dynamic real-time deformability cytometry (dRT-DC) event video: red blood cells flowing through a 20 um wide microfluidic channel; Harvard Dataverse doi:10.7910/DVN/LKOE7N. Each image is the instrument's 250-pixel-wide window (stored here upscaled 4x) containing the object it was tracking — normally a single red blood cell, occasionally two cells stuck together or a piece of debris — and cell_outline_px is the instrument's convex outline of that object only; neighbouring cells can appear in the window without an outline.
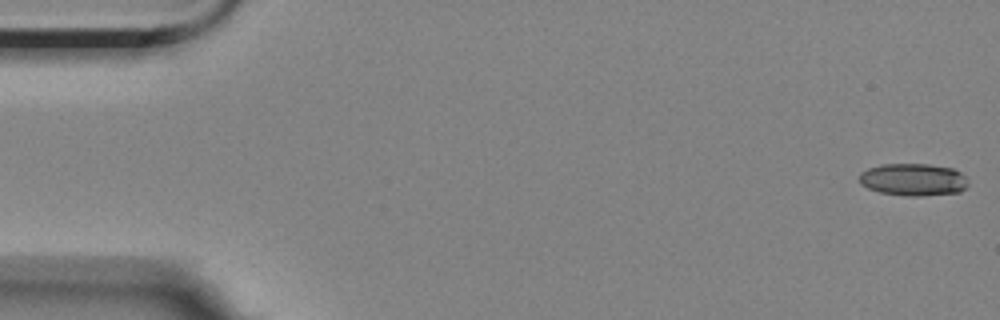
{"species": "Egyptian fruit bat (a non-hibernating species)", "species_latin": "Rousettus aegyptiacus", "temperature_condition": "room temperature", "stored_images_in_passage": 5, "camera_frame_rate_fps": 3000, "um_per_image_px": 0.085, "animal": {"sex": "female"}, "frame": {"image": 1, "passage_image": 1, "time_ms": 0.0, "image_size_px": [1000, 320], "cell_outline_px": [[968, 184], [960, 192], [924, 196], [904, 196], [880, 192], [868, 188], [860, 184], [860, 172], [868, 168], [880, 164], [928, 164], [952, 168], [960, 172], [964, 176]], "centroid_in_image_um": [77.61, 15.27], "position_along_channel_um": 7.4, "area_um2": 20.58}}
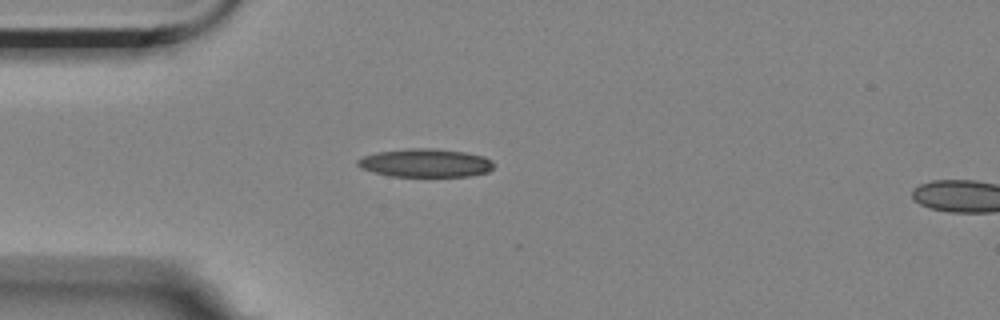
{"frame": {"image": 2, "passage_image": 5, "time_ms": 4.667, "image_size_px": [1000, 320], "cell_outline_px": [[492, 168], [488, 172], [468, 176], [388, 176], [372, 172], [360, 168], [356, 164], [356, 160], [364, 156], [376, 152], [408, 148], [436, 148], [464, 152], [484, 156], [492, 160]], "centroid_in_image_um": [36.12, 13.84], "position_along_channel_um": 48.9, "area_um2": 22.6}}